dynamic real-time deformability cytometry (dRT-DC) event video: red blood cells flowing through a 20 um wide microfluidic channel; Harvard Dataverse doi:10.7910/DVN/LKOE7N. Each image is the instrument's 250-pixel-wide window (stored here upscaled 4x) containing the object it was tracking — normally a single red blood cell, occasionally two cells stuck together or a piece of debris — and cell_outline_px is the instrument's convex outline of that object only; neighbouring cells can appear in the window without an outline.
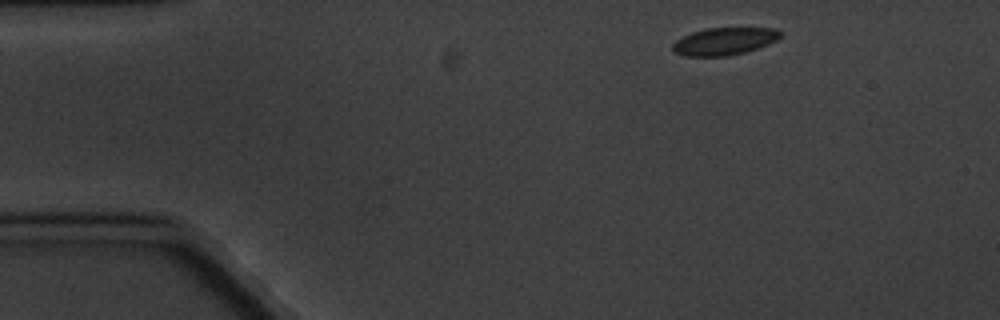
{"species": "common noctule bat (a hibernating species)", "species_latin": "Nyctalus noctula", "temperature_condition": "cold", "stored_images_in_passage": 4, "camera_frame_rate_fps": 3000, "um_per_image_px": 0.085, "animal": {"sex": "male", "body_mass_g": 20.1, "forearm_length_mm": 53.5}, "frame": {"image": 1, "passage_image": 1, "time_ms": 0.0, "image_size_px": [1000, 320], "cell_outline_px": [[780, 36], [776, 40], [768, 44], [744, 52], [728, 56], [684, 56], [676, 52], [672, 48], [672, 44], [676, 40], [692, 32], [704, 28], [772, 28], [780, 32]], "centroid_in_image_um": [61.53, 3.51], "position_along_channel_um": 23.5, "area_um2": 16.99}}